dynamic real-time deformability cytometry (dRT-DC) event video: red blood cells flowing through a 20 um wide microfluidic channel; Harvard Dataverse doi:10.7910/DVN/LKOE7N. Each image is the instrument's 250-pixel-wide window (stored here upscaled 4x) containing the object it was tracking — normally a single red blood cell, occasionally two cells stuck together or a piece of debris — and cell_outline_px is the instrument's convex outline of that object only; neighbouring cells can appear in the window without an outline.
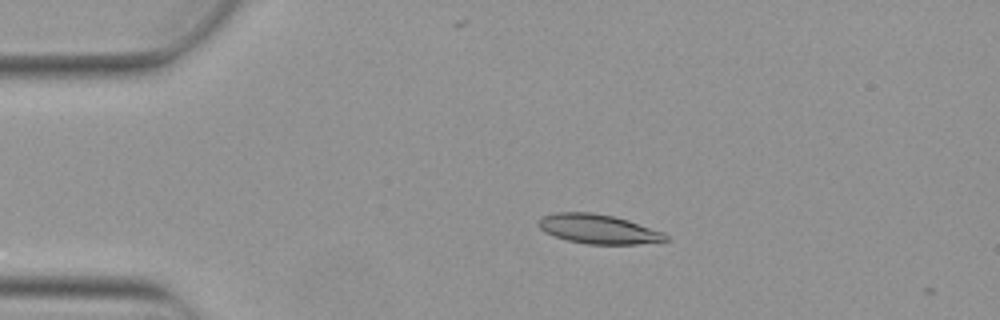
{"species": "Egyptian fruit bat (a non-hibernating species)", "species_latin": "Rousettus aegyptiacus", "temperature_condition": "warm", "stored_images_in_passage": 4, "camera_frame_rate_fps": 3000, "um_per_image_px": 0.085, "animal": {"sex": "female"}, "frame": {"image": 1, "passage_image": 3, "time_ms": 0.667, "image_size_px": [1000, 320], "cell_outline_px": [[668, 240], [636, 244], [588, 244], [568, 240], [544, 232], [536, 224], [540, 216], [556, 212], [592, 212], [612, 216], [628, 220], [664, 232], [668, 236]], "centroid_in_image_um": [50.82, 19.46], "position_along_channel_um": 34.2, "area_um2": 21.73}}